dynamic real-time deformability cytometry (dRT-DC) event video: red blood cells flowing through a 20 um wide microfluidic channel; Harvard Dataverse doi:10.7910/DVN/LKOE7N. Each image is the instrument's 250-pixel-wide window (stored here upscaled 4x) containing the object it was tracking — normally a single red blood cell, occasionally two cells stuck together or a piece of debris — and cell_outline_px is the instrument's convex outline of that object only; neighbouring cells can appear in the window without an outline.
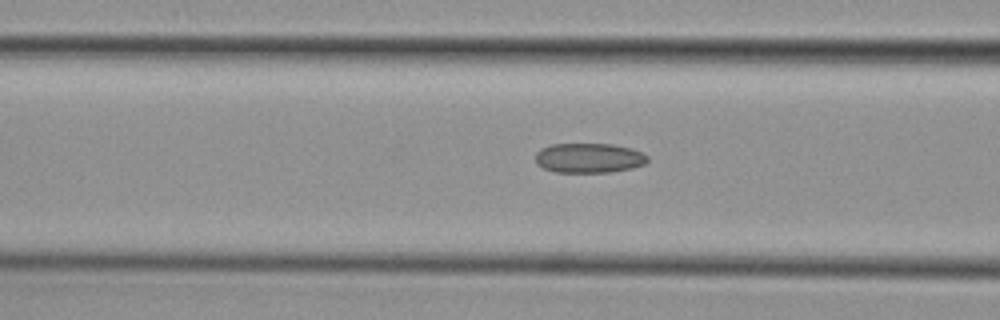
{"species": "common noctule bat (a hibernating species)", "species_latin": "Nyctalus noctula", "temperature_condition": "cold", "stored_images_in_passage": 39, "camera_frame_rate_fps": 3000, "um_per_image_px": 0.085, "animal": {"sex": "female", "body_mass_g": 29.2, "forearm_length_mm": 56.3}, "frame": {"image": 1, "passage_image": 18, "time_ms": 5.667, "image_size_px": [1000, 320], "cell_outline_px": [[648, 160], [644, 164], [632, 168], [612, 172], [556, 172], [544, 168], [536, 164], [536, 152], [540, 148], [552, 144], [612, 144], [632, 148], [648, 156]], "centroid_in_image_um": [50.05, 13.42], "position_along_channel_um": 116.5, "area_um2": 19.48}}
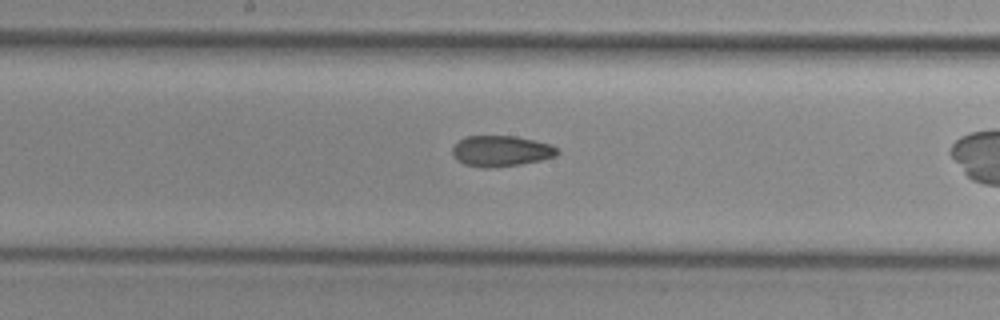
{"frame": {"image": 2, "passage_image": 25, "time_ms": 8.0, "image_size_px": [1000, 320], "cell_outline_px": [[560, 152], [556, 156], [540, 160], [520, 164], [492, 168], [484, 168], [464, 164], [452, 156], [452, 148], [464, 136], [516, 136], [552, 144]], "centroid_in_image_um": [42.59, 12.84], "position_along_channel_um": 205.6, "area_um2": 18.9}}
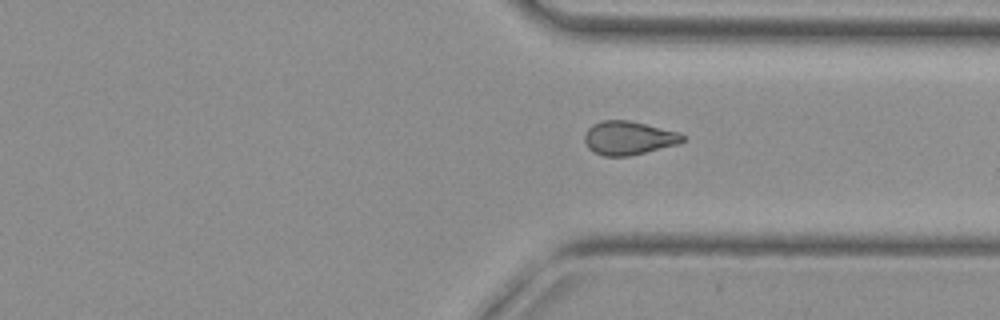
{"frame": {"image": 3, "passage_image": 37, "time_ms": 12.0, "image_size_px": [1000, 320], "cell_outline_px": [[684, 140], [676, 144], [632, 156], [604, 156], [588, 148], [584, 140], [584, 136], [588, 128], [592, 124], [604, 120], [628, 120], [680, 132], [684, 136]], "centroid_in_image_um": [53.41, 11.72], "position_along_channel_um": 358.0, "area_um2": 19.13}}